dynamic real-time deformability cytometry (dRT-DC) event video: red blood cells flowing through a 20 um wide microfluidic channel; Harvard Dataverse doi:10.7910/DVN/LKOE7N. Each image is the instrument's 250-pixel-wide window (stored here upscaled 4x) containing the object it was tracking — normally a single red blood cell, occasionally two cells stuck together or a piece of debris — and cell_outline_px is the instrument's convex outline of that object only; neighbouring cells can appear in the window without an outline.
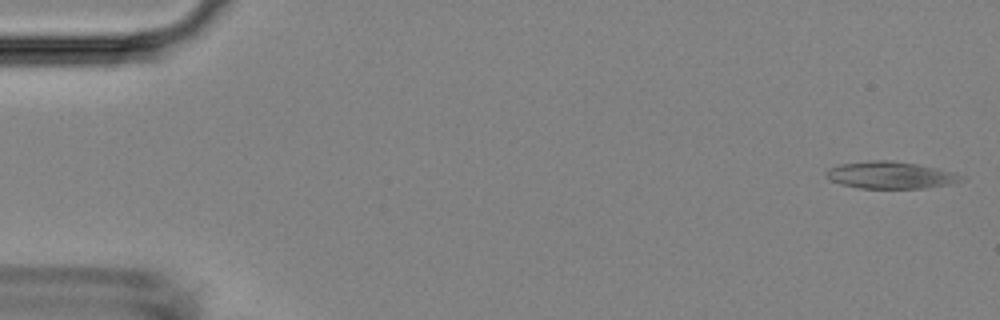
{"species": "Egyptian fruit bat (a non-hibernating species)", "species_latin": "Rousettus aegyptiacus", "temperature_condition": "room temperature", "stored_images_in_passage": 47, "camera_frame_rate_fps": 3000, "um_per_image_px": 0.085, "animal": {"sex": "female"}, "frame": {"image": 1, "passage_image": 1, "time_ms": 0.0, "image_size_px": [1000, 320], "cell_outline_px": [[964, 180], [952, 184], [924, 188], [860, 188], [840, 184], [832, 180], [824, 172], [828, 168], [840, 164], [868, 160], [892, 160], [916, 164], [956, 172], [964, 176]], "centroid_in_image_um": [75.72, 14.88], "position_along_channel_um": 9.3, "area_um2": 21.39}}
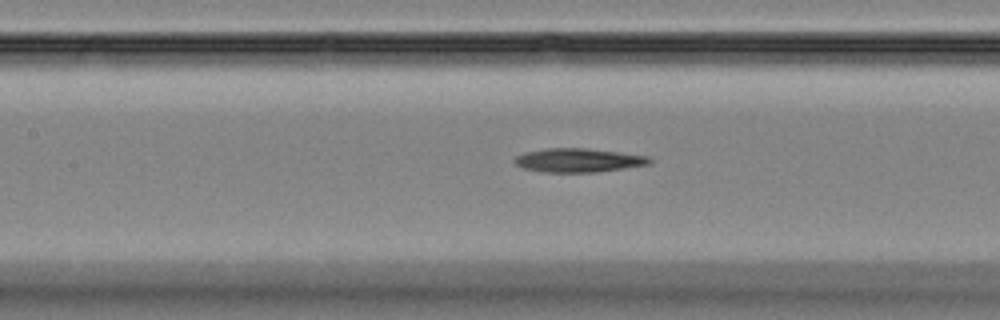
{"frame": {"image": 2, "passage_image": 23, "time_ms": 7.333, "image_size_px": [1000, 320], "cell_outline_px": [[652, 164], [596, 172], [540, 172], [524, 168], [516, 164], [512, 160], [516, 156], [524, 152], [544, 148], [584, 148], [648, 156], [652, 160]], "centroid_in_image_um": [49.13, 13.62], "position_along_channel_um": 158.3, "area_um2": 18.73}}
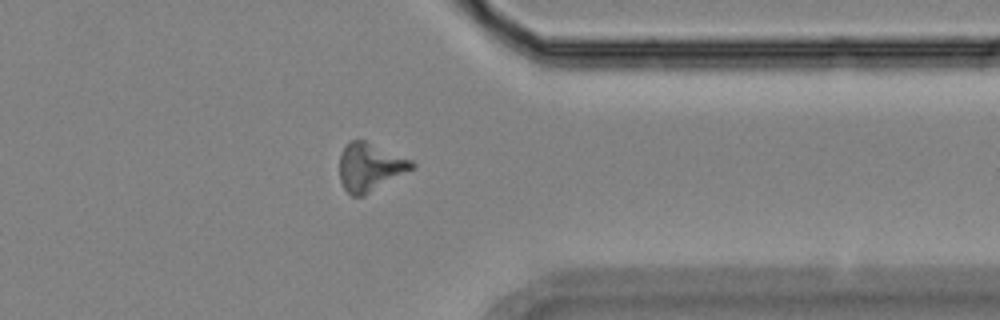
{"frame": {"image": 3, "passage_image": 41, "time_ms": 13.333, "image_size_px": [1000, 320], "cell_outline_px": [[416, 164], [412, 168], [364, 196], [352, 196], [344, 188], [340, 180], [340, 152], [352, 140], [364, 140], [412, 160]], "centroid_in_image_um": [31.42, 14.2], "position_along_channel_um": 380.0, "area_um2": 19.83}}